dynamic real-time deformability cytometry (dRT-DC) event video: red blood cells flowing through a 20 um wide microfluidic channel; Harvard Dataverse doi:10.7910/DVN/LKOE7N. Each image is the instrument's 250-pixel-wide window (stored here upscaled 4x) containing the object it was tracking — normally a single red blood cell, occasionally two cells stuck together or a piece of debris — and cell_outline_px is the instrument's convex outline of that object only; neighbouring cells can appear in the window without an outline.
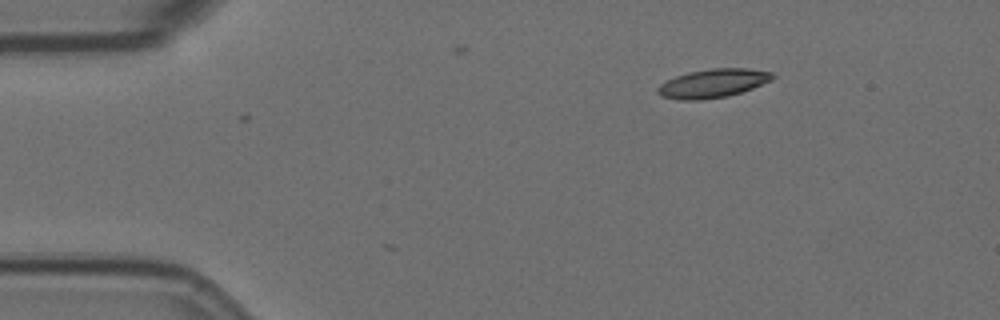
{"species": "Egyptian fruit bat (a non-hibernating species)", "species_latin": "Rousettus aegyptiacus", "temperature_condition": "room temperature", "stored_images_in_passage": 3, "camera_frame_rate_fps": 3000, "um_per_image_px": 0.085, "animal": {"sex": "female"}, "frame": {"image": 1, "passage_image": 3, "time_ms": 0.667, "image_size_px": [1000, 320], "cell_outline_px": [[776, 76], [772, 80], [752, 88], [728, 96], [700, 100], [680, 100], [660, 96], [656, 92], [656, 88], [660, 84], [676, 76], [688, 72], [712, 68], [748, 68], [772, 72]], "centroid_in_image_um": [60.59, 7.08], "position_along_channel_um": 24.4, "area_um2": 19.25}}